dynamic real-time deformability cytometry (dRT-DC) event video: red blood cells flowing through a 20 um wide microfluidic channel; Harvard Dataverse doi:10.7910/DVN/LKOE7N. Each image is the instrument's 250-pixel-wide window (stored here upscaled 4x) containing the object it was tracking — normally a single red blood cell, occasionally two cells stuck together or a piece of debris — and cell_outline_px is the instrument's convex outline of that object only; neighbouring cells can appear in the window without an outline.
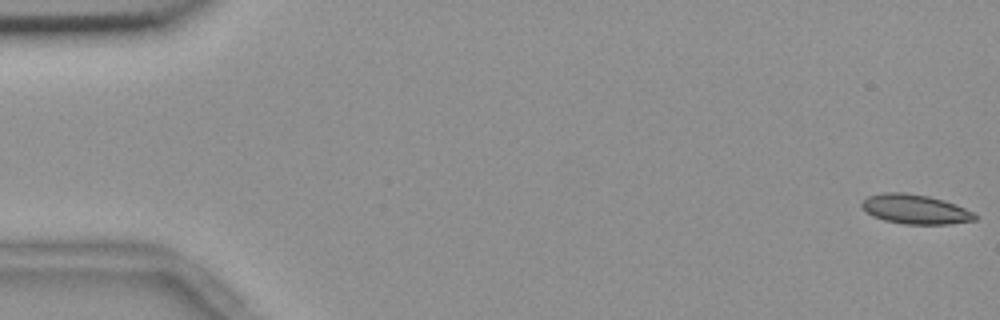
{"species": "common noctule bat (a hibernating species)", "species_latin": "Nyctalus noctula", "temperature_condition": "room temperature", "stored_images_in_passage": 55, "camera_frame_rate_fps": 3000, "um_per_image_px": 0.085, "animal": {"sex": "female", "body_mass_g": 18.4}, "frame": {"image": 1, "passage_image": 1, "time_ms": 0.0, "image_size_px": [1000, 320], "cell_outline_px": [[980, 216], [976, 220], [948, 224], [904, 224], [884, 220], [872, 216], [860, 204], [868, 196], [884, 192], [904, 192], [928, 196], [944, 200], [964, 208]], "centroid_in_image_um": [77.81, 17.78], "position_along_channel_um": 7.2, "area_um2": 19.36}}
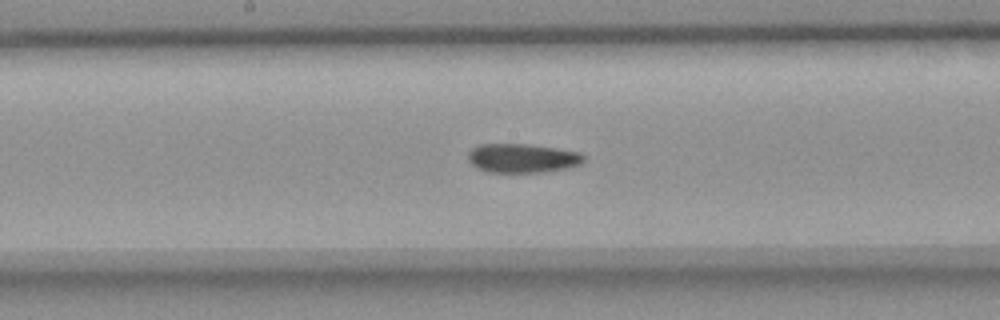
{"frame": {"image": 2, "passage_image": 29, "time_ms": 9.333, "image_size_px": [1000, 320], "cell_outline_px": [[584, 164], [568, 168], [544, 172], [488, 172], [476, 168], [468, 160], [468, 152], [472, 148], [480, 144], [528, 144], [556, 148], [580, 152], [584, 156]], "centroid_in_image_um": [44.42, 13.45], "position_along_channel_um": 203.8, "area_um2": 19.77}}
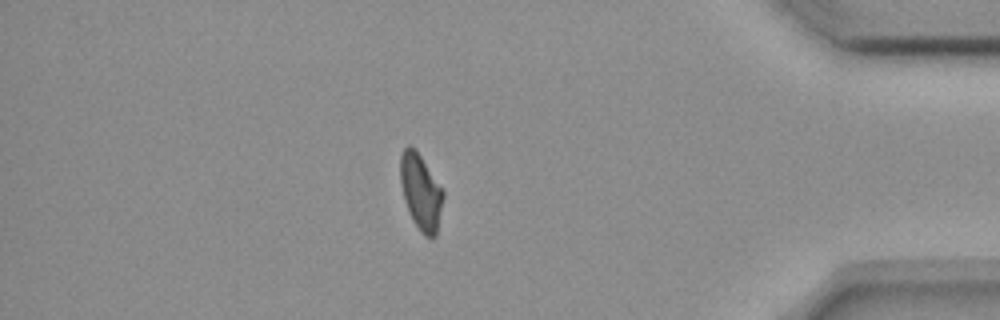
{"frame": {"image": 3, "passage_image": 48, "time_ms": 15.667, "image_size_px": [1000, 320], "cell_outline_px": [[444, 196], [436, 236], [432, 240], [424, 236], [420, 232], [412, 220], [404, 200], [400, 184], [400, 156], [404, 148], [408, 144], [420, 156], [444, 188]], "centroid_in_image_um": [35.78, 16.36], "position_along_channel_um": 399.4, "area_um2": 19.19}}